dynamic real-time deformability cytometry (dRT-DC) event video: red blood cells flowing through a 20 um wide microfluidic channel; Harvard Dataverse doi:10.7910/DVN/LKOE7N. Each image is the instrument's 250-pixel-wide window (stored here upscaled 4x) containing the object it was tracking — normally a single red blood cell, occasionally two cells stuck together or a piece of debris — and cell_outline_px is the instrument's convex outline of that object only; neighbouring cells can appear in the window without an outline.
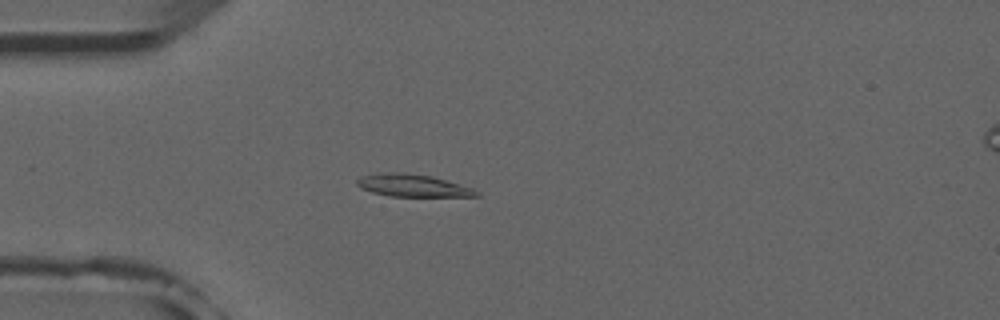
{"species": "common noctule bat (a hibernating species)", "species_latin": "Nyctalus noctula", "temperature_condition": "room temperature", "stored_images_in_passage": 4, "camera_frame_rate_fps": 3000, "um_per_image_px": 0.085, "animal": {"sex": "male", "forearm_length_mm": 52.5}, "frame": {"image": 1, "passage_image": 4, "time_ms": 4.0, "image_size_px": [1000, 320], "cell_outline_px": [[480, 196], [388, 196], [372, 192], [360, 188], [356, 184], [356, 180], [360, 176], [380, 172], [400, 172], [432, 176], [472, 188], [480, 192]], "centroid_in_image_um": [35.03, 15.76], "position_along_channel_um": 50.0, "area_um2": 15.61}}